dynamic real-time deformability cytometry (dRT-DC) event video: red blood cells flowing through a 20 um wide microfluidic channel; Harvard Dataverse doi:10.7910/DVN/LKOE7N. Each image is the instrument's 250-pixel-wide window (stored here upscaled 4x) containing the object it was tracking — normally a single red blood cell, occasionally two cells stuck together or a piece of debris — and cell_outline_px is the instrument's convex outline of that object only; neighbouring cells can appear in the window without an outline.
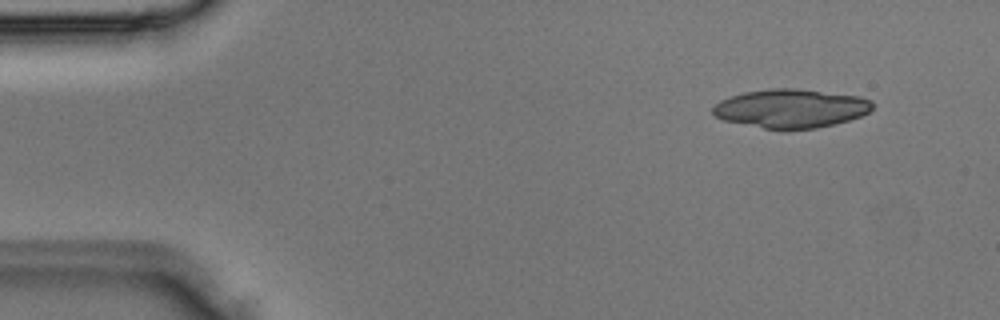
{"species": "Egyptian fruit bat (a non-hibernating species)", "species_latin": "Rousettus aegyptiacus", "temperature_condition": "room temperature", "stored_images_in_passage": 4, "segment_of_instrument_passage": [2, 2], "camera_frame_rate_fps": 3000, "um_per_image_px": 0.085, "animal": {"sex": "male"}, "frame": {"image": 1, "passage_image": 4, "time_ms": 1.0, "image_size_px": [1000, 320], "cell_outline_px": [[872, 108], [868, 112], [860, 116], [836, 124], [816, 128], [764, 128], [724, 120], [716, 116], [712, 112], [712, 108], [720, 100], [744, 92], [772, 88], [796, 88], [860, 96], [872, 100]], "centroid_in_image_um": [67.24, 9.2], "position_along_channel_um": 17.8, "area_um2": 35.66}}